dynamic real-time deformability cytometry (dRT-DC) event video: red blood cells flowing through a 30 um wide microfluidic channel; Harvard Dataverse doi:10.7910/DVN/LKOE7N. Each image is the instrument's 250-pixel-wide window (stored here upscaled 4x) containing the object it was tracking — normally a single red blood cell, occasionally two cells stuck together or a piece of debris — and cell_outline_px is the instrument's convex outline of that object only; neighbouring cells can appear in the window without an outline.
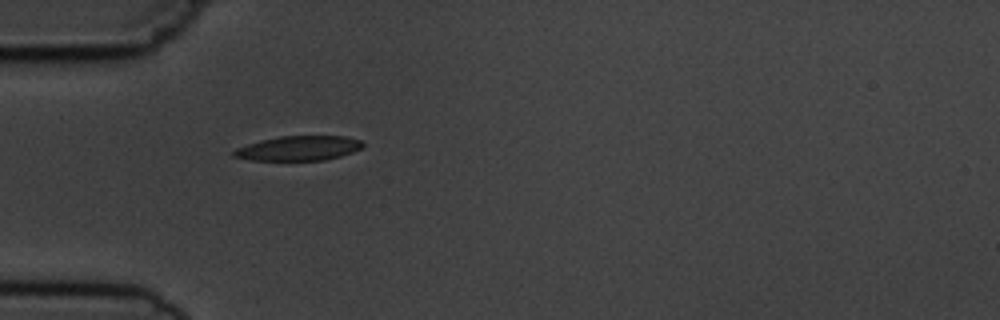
{"species": "common noctule bat (a hibernating species)", "species_latin": "Nyctalus noctula", "temperature_condition": "cold", "stored_images_in_passage": 4, "camera_frame_rate_fps": 3000, "um_per_image_px": 0.085, "animal": {"sex": "male", "body_mass_g": 19.5, "forearm_length_mm": 54.6}, "frame": {"image": 1, "passage_image": 1, "time_ms": 0.0, "image_size_px": [1000, 320], "cell_outline_px": [[364, 144], [360, 148], [352, 152], [340, 156], [324, 160], [252, 160], [232, 156], [232, 152], [236, 148], [260, 140], [280, 136], [344, 136], [360, 140]], "centroid_in_image_um": [25.36, 12.6], "position_along_channel_um": 59.6, "area_um2": 18.38}}
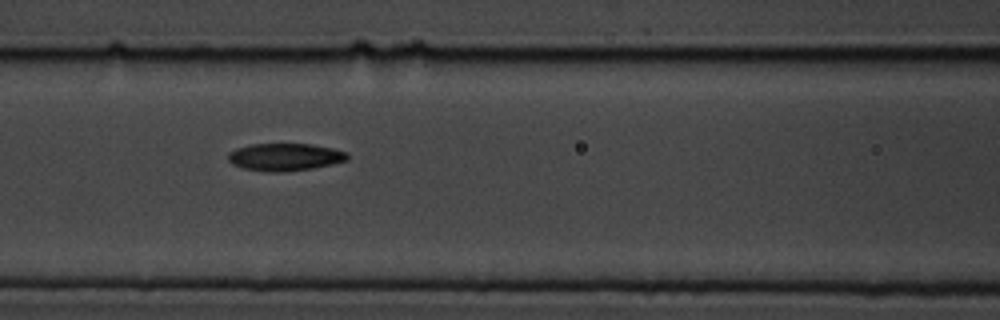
{"frame": {"image": 2, "passage_image": 3, "time_ms": 2.333, "image_size_px": [1000, 320], "cell_outline_px": [[348, 160], [332, 164], [312, 168], [284, 172], [268, 172], [240, 168], [232, 164], [228, 160], [228, 152], [236, 148], [252, 144], [312, 144], [332, 148], [348, 152]], "centroid_in_image_um": [24.2, 13.35], "position_along_channel_um": 142.4, "area_um2": 19.25}}
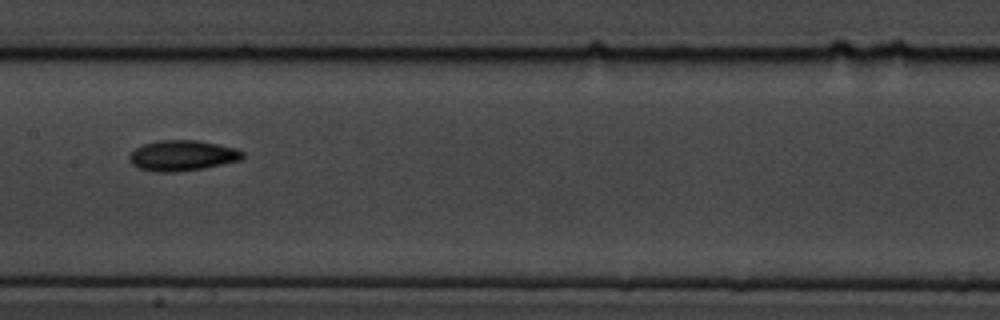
{"frame": {"image": 3, "passage_image": 4, "time_ms": 3.667, "image_size_px": [1000, 320], "cell_outline_px": [[244, 156], [240, 160], [204, 168], [176, 172], [156, 172], [140, 168], [132, 164], [128, 160], [128, 156], [136, 148], [144, 144], [160, 140], [196, 140], [236, 148], [244, 152]], "centroid_in_image_um": [15.49, 13.22], "position_along_channel_um": 191.9, "area_um2": 20.06}}